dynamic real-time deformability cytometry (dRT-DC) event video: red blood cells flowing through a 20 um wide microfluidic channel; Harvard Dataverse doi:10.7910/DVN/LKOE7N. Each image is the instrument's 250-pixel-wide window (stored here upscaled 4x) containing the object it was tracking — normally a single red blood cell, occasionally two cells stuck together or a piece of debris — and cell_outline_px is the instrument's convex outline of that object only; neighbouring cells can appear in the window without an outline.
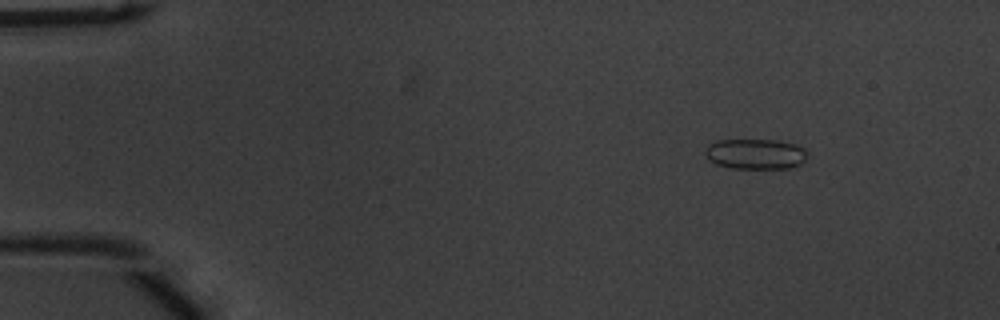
{"species": "common noctule bat (a hibernating species)", "species_latin": "Nyctalus noctula", "temperature_condition": "warm", "stored_images_in_passage": 49, "camera_frame_rate_fps": 3000, "um_per_image_px": 0.085, "animal": {"sex": "male", "body_mass_g": 20.1, "forearm_length_mm": 53.5}, "frame": {"image": 1, "passage_image": 2, "time_ms": 0.333, "image_size_px": [1000, 320], "cell_outline_px": [[808, 156], [800, 164], [792, 168], [732, 168], [716, 164], [708, 160], [704, 152], [708, 144], [716, 140], [780, 140], [796, 144], [804, 148], [808, 152]], "centroid_in_image_um": [64.23, 13.08], "position_along_channel_um": 20.8, "area_um2": 18.32}}
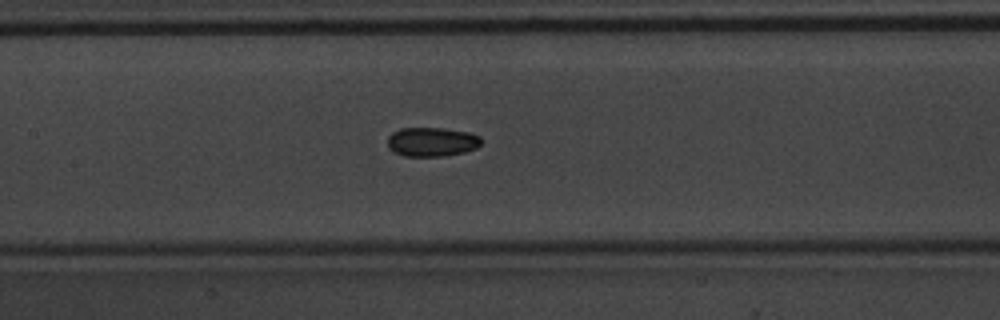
{"frame": {"image": 2, "passage_image": 21, "time_ms": 6.667, "image_size_px": [1000, 320], "cell_outline_px": [[480, 144], [476, 148], [464, 152], [444, 156], [404, 156], [392, 152], [388, 148], [388, 136], [392, 132], [400, 128], [444, 128], [468, 132], [480, 136]], "centroid_in_image_um": [36.67, 12.06], "position_along_channel_um": 170.7, "area_um2": 16.01}}
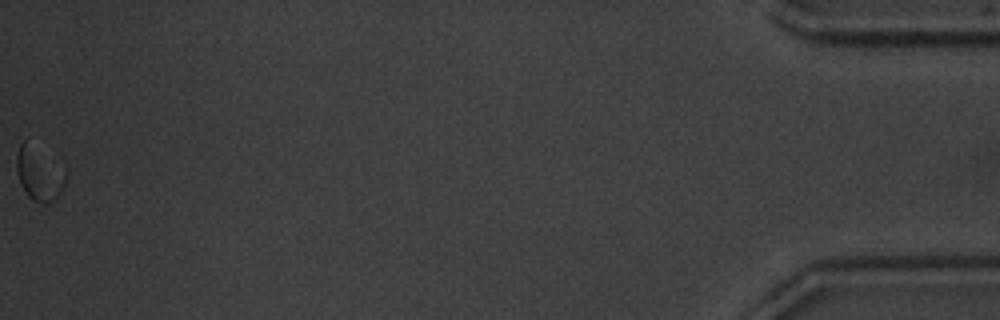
{"frame": {"image": 3, "passage_image": 49, "time_ms": 16.0, "image_size_px": [1000, 320], "cell_outline_px": [[68, 176], [64, 188], [48, 204], [40, 204], [32, 200], [24, 192], [20, 184], [16, 172], [16, 156], [20, 144], [28, 136], [64, 168], [68, 172]], "centroid_in_image_um": [3.33, 14.69], "position_along_channel_um": 431.9, "area_um2": 16.42}, "authors_computed_cell_mechanics": {"area_um2": 15.895, "velocity_mm_per_s": 3.804, "shape_relaxation_time_tau1_ms": 2.7381, "shape_relaxation_time_tau2_ms": null, "deformation_change_tau1": 0.0868, "deformation_change_tau2": null}}